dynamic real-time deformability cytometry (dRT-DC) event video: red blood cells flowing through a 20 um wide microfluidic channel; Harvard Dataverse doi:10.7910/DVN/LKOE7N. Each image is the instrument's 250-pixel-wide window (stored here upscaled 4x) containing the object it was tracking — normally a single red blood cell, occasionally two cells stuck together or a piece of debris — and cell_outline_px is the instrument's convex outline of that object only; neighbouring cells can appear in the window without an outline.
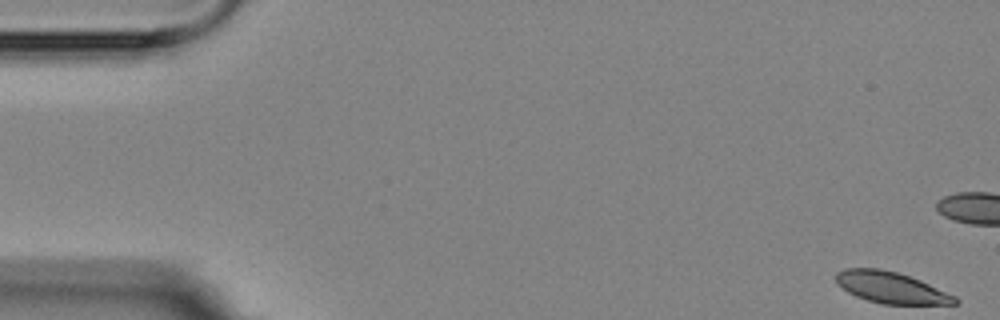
{"species": "Egyptian fruit bat (a non-hibernating species)", "species_latin": "Rousettus aegyptiacus", "temperature_condition": "room temperature", "stored_images_in_passage": 8, "camera_frame_rate_fps": 3000, "um_per_image_px": 0.085, "animal": {"sex": "female"}, "frame": {"image": 1, "passage_image": 1, "time_ms": 0.0, "image_size_px": [1000, 320], "cell_outline_px": [[960, 304], [880, 304], [856, 296], [848, 292], [836, 284], [836, 272], [844, 268], [880, 268], [896, 272], [920, 280], [956, 296], [960, 300]], "centroid_in_image_um": [75.74, 24.44], "position_along_channel_um": 9.3, "area_um2": 21.79}}
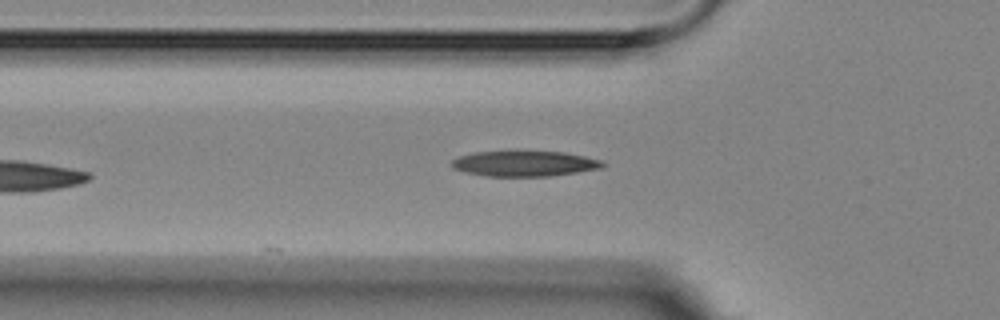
{"frame": {"image": 2, "passage_image": 7, "time_ms": 7.0, "image_size_px": [1000, 320], "cell_outline_px": [[608, 164], [604, 168], [548, 176], [484, 176], [464, 172], [452, 168], [452, 160], [460, 156], [476, 152], [564, 152], [584, 156], [600, 160]], "centroid_in_image_um": [44.61, 13.92], "position_along_channel_um": 81.2, "area_um2": 22.2}}
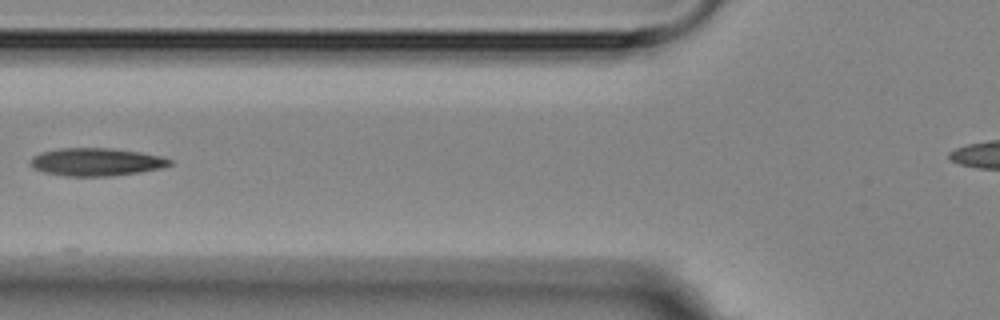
{"frame": {"image": 3, "passage_image": 8, "time_ms": 8.0, "image_size_px": [1000, 320], "cell_outline_px": [[172, 164], [160, 168], [140, 172], [108, 176], [68, 176], [44, 172], [32, 168], [28, 164], [28, 160], [32, 156], [40, 152], [60, 148], [112, 148], [140, 152], [160, 156], [172, 160]], "centroid_in_image_um": [8.12, 13.76], "position_along_channel_um": 117.7, "area_um2": 22.72}}